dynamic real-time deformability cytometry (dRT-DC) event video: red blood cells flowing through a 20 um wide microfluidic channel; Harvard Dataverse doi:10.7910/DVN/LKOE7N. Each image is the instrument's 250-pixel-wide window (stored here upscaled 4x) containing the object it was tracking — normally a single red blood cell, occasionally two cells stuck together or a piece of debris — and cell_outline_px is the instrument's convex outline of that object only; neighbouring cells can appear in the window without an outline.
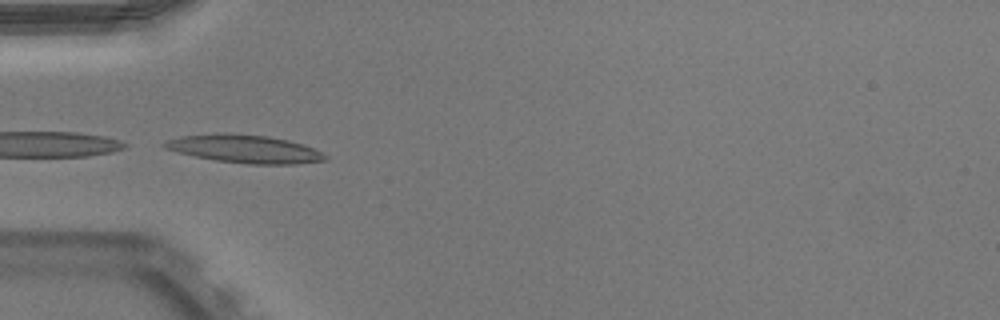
{"species": "Egyptian fruit bat (a non-hibernating species)", "species_latin": "Rousettus aegyptiacus", "temperature_condition": "warm", "stored_images_in_passage": 5, "camera_frame_rate_fps": 3000, "um_per_image_px": 0.085, "animal": {"sex": "male"}, "frame": {"image": 1, "passage_image": 1, "time_ms": 0.0, "image_size_px": [1000, 320], "cell_outline_px": [[328, 160], [296, 164], [248, 164], [216, 160], [176, 152], [164, 148], [160, 144], [168, 140], [180, 136], [268, 136], [288, 140], [324, 152], [328, 156]], "centroid_in_image_um": [20.88, 12.71], "position_along_channel_um": 64.1, "area_um2": 25.09}}